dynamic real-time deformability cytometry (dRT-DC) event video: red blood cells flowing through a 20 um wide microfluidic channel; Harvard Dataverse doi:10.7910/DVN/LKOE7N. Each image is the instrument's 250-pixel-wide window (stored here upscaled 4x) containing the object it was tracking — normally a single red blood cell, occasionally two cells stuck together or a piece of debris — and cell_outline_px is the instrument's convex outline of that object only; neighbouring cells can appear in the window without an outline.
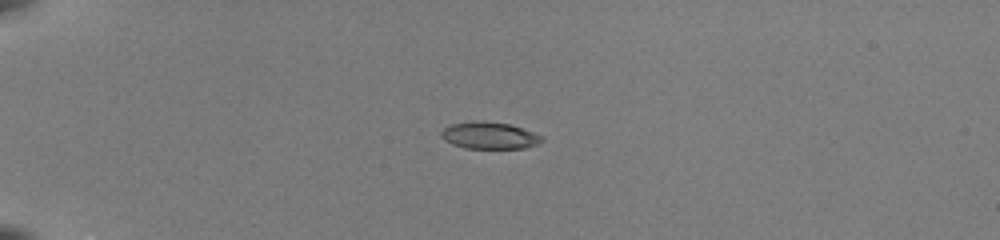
{"species": "common noctule bat (a hibernating species)", "species_latin": "Nyctalus noctula", "temperature_condition": "room temperature", "stored_images_in_passage": 54, "camera_frame_rate_fps": 3000, "um_per_image_px": 0.085, "animal": {"sex": "female", "body_mass_g": 22.0, "forearm_length_mm": 56.7}, "frame": {"image": 1, "passage_image": 16, "time_ms": 5.0, "image_size_px": [1000, 240], "cell_outline_px": [[544, 140], [540, 144], [524, 148], [464, 148], [452, 144], [444, 140], [440, 136], [440, 132], [448, 124], [480, 120], [508, 124], [544, 136]], "centroid_in_image_um": [41.58, 11.52], "position_along_channel_um": 43.4, "area_um2": 15.9}}
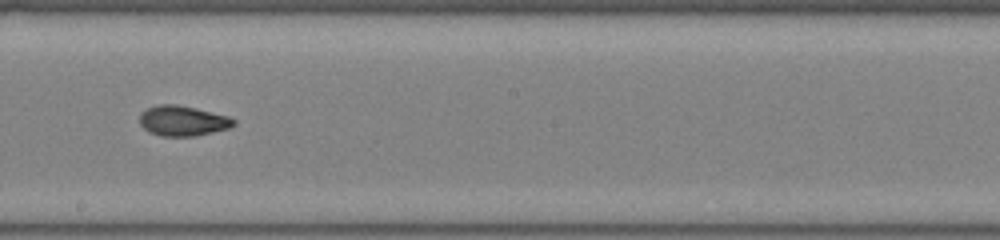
{"frame": {"image": 2, "passage_image": 34, "time_ms": 11.0, "image_size_px": [1000, 240], "cell_outline_px": [[236, 124], [228, 128], [196, 136], [160, 136], [148, 132], [140, 124], [140, 112], [156, 104], [176, 104], [196, 108], [228, 116], [236, 120]], "centroid_in_image_um": [15.51, 10.26], "position_along_channel_um": 232.7, "area_um2": 16.65}}
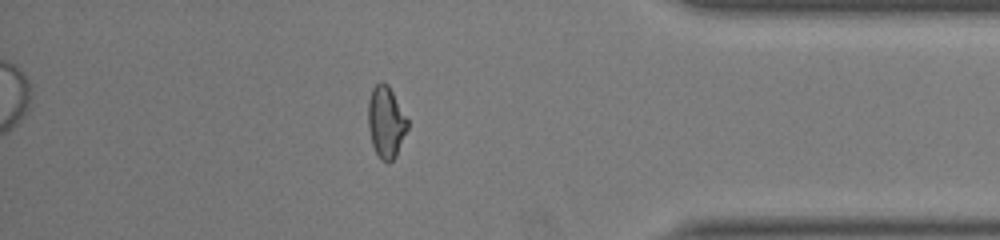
{"frame": {"image": 3, "passage_image": 48, "time_ms": 15.667, "image_size_px": [1000, 240], "cell_outline_px": [[408, 128], [396, 156], [388, 164], [380, 160], [372, 144], [368, 128], [368, 100], [372, 88], [380, 80], [388, 84], [408, 120]], "centroid_in_image_um": [32.8, 10.38], "position_along_channel_um": 402.4, "area_um2": 16.59}, "authors_computed_cell_mechanics": {"area_um2": 16.3863, "velocity_mm_per_s": 4.024, "shape_relaxation_time_tau1_ms": 6.4358, "shape_relaxation_time_tau2_ms": 1.5383, "deformation_change_tau1": 0.2284, "deformation_change_tau2": 0.0668}}